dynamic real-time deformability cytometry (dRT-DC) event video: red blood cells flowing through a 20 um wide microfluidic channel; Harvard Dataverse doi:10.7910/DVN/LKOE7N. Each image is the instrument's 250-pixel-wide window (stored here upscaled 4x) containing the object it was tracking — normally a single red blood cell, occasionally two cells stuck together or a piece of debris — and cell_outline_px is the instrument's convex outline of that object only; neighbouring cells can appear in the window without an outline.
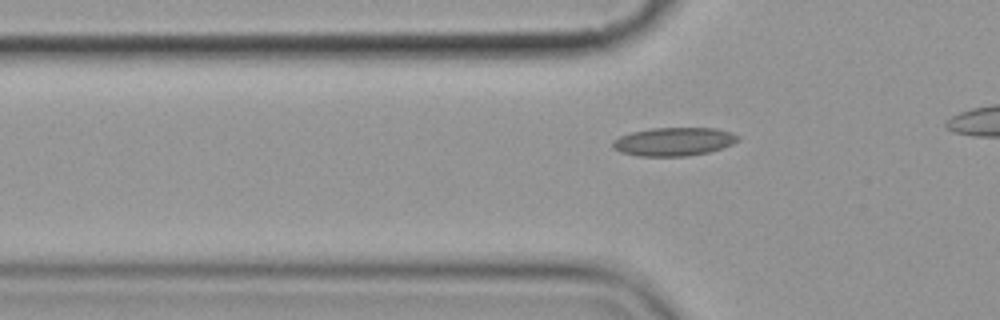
{"species": "common noctule bat (a hibernating species)", "species_latin": "Nyctalus noctula", "temperature_condition": "cold", "stored_images_in_passage": 5, "segment_of_instrument_passage": [2, 2], "camera_frame_rate_fps": 3000, "um_per_image_px": 0.085, "animal": {"sex": "female", "body_mass_g": 19.9}, "frame": {"image": 1, "passage_image": 5, "time_ms": 4.667, "image_size_px": [1000, 320], "cell_outline_px": [[740, 140], [732, 144], [708, 152], [688, 156], [636, 156], [620, 152], [612, 148], [612, 140], [620, 136], [632, 132], [652, 128], [716, 128], [732, 132], [740, 136]], "centroid_in_image_um": [57.27, 12.04], "position_along_channel_um": 68.5, "area_um2": 20.87}}